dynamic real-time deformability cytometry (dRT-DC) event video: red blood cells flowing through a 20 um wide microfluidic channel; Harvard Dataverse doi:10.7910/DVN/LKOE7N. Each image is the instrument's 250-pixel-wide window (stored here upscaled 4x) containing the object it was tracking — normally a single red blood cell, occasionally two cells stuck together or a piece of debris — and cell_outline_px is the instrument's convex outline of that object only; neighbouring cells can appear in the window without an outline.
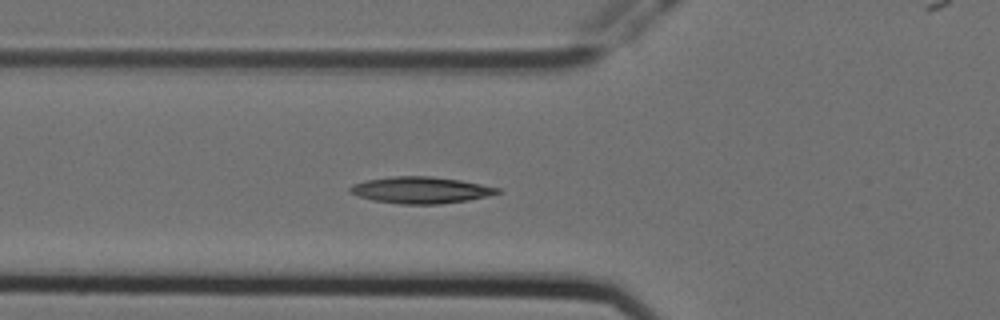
{"species": "Egyptian fruit bat (a non-hibernating species)", "species_latin": "Rousettus aegyptiacus", "temperature_condition": "cold", "stored_images_in_passage": 6, "segment_of_instrument_passage": [1, 2], "camera_frame_rate_fps": 3000, "um_per_image_px": 0.085, "animal": {"sex": "female"}, "frame": {"image": 1, "passage_image": 5, "time_ms": 1.333, "image_size_px": [1000, 320], "cell_outline_px": [[500, 192], [468, 200], [440, 204], [400, 204], [372, 200], [348, 192], [348, 188], [352, 184], [368, 180], [388, 176], [432, 176], [460, 180], [500, 188]], "centroid_in_image_um": [35.71, 16.15], "position_along_channel_um": 90.1, "area_um2": 22.72}}